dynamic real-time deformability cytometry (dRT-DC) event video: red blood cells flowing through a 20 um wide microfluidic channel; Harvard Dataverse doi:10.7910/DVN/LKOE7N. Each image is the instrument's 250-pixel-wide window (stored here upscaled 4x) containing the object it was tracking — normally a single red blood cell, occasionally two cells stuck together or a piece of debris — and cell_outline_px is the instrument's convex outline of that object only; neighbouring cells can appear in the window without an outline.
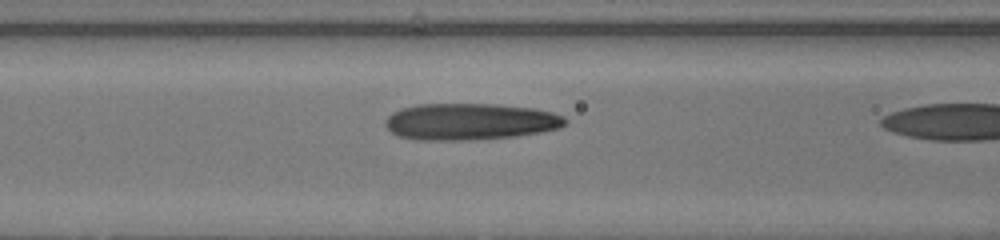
{"species": "human", "species_latin": "Homo sapiens", "temperature_condition": "warm", "stored_images_in_passage": 7, "camera_frame_rate_fps": 3000, "um_per_image_px": 0.085, "donor": {"sex": "male"}, "frame": {"image": 1, "passage_image": 6, "time_ms": 1.667, "image_size_px": [1000, 240], "cell_outline_px": [[568, 120], [560, 128], [540, 132], [516, 136], [464, 140], [416, 140], [400, 136], [392, 132], [384, 124], [384, 120], [392, 112], [400, 108], [416, 104], [496, 104], [536, 108], [552, 112], [564, 116]], "centroid_in_image_um": [39.95, 10.33], "position_along_channel_um": 126.7, "area_um2": 38.61}}